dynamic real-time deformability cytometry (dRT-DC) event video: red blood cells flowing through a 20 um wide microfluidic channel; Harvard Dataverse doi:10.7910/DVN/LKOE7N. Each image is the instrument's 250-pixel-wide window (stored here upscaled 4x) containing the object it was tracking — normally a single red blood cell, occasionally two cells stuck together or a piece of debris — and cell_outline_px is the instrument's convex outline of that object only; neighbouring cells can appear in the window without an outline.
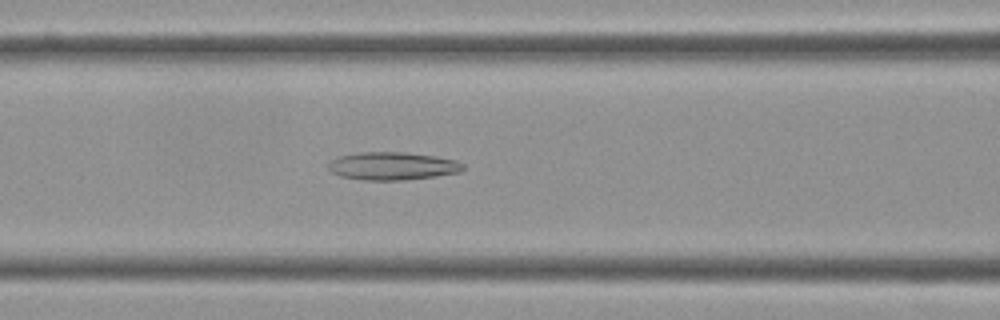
{"species": "Egyptian fruit bat (a non-hibernating species)", "species_latin": "Rousettus aegyptiacus", "temperature_condition": "cold", "stored_images_in_passage": 56, "camera_frame_rate_fps": 3000, "um_per_image_px": 0.085, "frame": {"image": 1, "passage_image": 25, "time_ms": 8.0, "image_size_px": [1000, 320], "cell_outline_px": [[464, 168], [460, 172], [436, 176], [404, 180], [360, 180], [340, 176], [332, 172], [328, 168], [328, 164], [336, 156], [360, 152], [404, 152], [436, 156], [456, 160], [464, 164]], "centroid_in_image_um": [33.35, 14.11], "position_along_channel_um": 133.3, "area_um2": 22.08}}
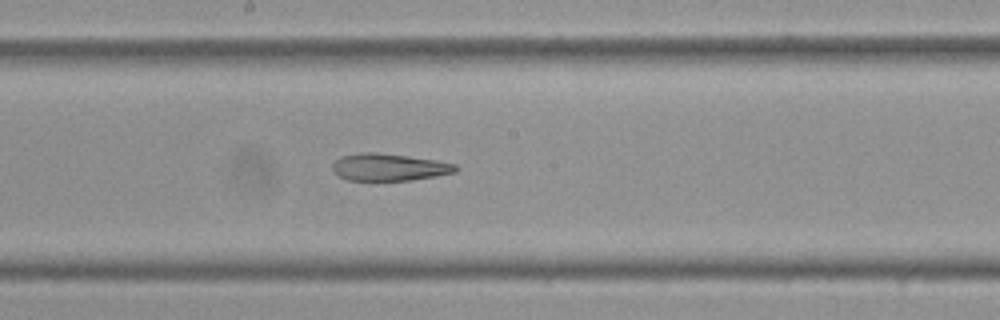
{"frame": {"image": 2, "passage_image": 32, "time_ms": 10.333, "image_size_px": [1000, 320], "cell_outline_px": [[460, 168], [456, 172], [436, 176], [412, 180], [348, 180], [336, 176], [332, 172], [332, 164], [340, 156], [360, 152], [376, 152], [408, 156], [436, 160], [456, 164]], "centroid_in_image_um": [33.05, 14.21], "position_along_channel_um": 215.2, "area_um2": 19.77}}
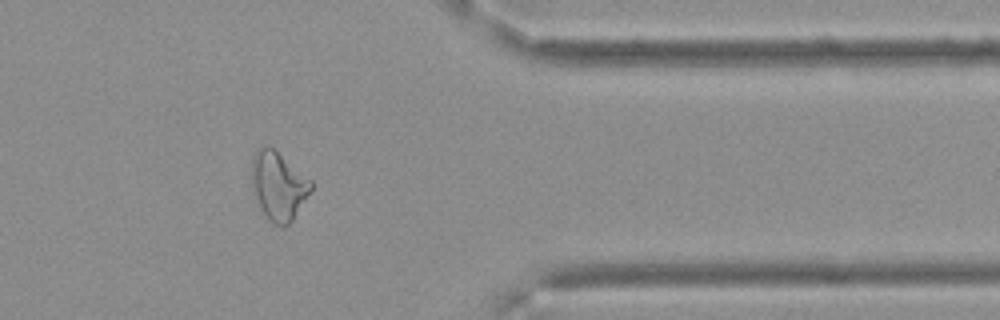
{"frame": {"image": 3, "passage_image": 48, "time_ms": 15.667, "image_size_px": [1000, 320], "cell_outline_px": [[312, 188], [292, 220], [284, 228], [272, 224], [268, 220], [256, 196], [252, 184], [252, 156], [264, 144], [272, 148], [312, 180]], "centroid_in_image_um": [23.67, 15.8], "position_along_channel_um": 387.7, "area_um2": 23.12}, "authors_computed_cell_mechanics": {"area_um2": 23.9581, "velocity_mm_per_s": 3.5062, "shape_relaxation_time_tau1_ms": null, "shape_relaxation_time_tau2_ms": 6.9581, "deformation_change_tau1": null, "deformation_change_tau2": 0.1834}}